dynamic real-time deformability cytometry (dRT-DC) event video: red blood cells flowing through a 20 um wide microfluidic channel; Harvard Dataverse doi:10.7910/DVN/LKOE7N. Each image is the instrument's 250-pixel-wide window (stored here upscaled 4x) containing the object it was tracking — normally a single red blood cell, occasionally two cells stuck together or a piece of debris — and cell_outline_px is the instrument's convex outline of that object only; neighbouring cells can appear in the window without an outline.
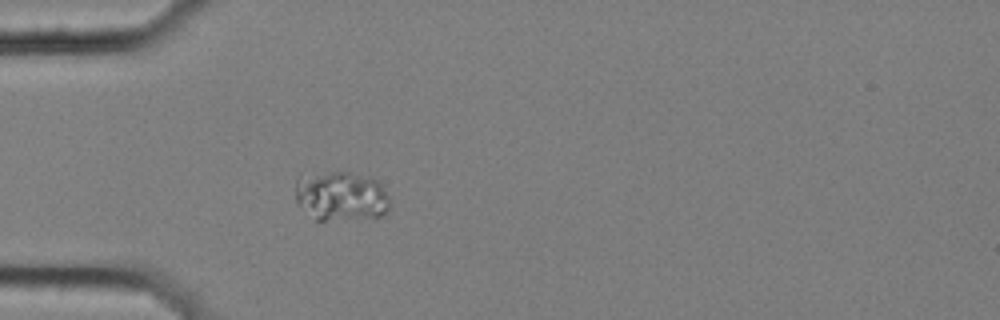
{"species": "common noctule bat (a hibernating species)", "species_latin": "Nyctalus noctula", "temperature_condition": "cold", "stored_images_in_passage": 1, "camera_frame_rate_fps": 3000, "um_per_image_px": 0.085, "animal": {"sex": "female", "body_mass_g": 25.1}, "frame": {"image": 1, "passage_image": 1, "time_ms": 0.0, "image_size_px": [1000, 320], "cell_outline_px": [[392, 208], [388, 212], [380, 216], [324, 220], [316, 220], [296, 204], [296, 180], [332, 172], [348, 172], [368, 176], [376, 180], [380, 184], [392, 200]], "centroid_in_image_um": [29.07, 16.7], "position_along_channel_um": 55.9, "area_um2": 26.99}}